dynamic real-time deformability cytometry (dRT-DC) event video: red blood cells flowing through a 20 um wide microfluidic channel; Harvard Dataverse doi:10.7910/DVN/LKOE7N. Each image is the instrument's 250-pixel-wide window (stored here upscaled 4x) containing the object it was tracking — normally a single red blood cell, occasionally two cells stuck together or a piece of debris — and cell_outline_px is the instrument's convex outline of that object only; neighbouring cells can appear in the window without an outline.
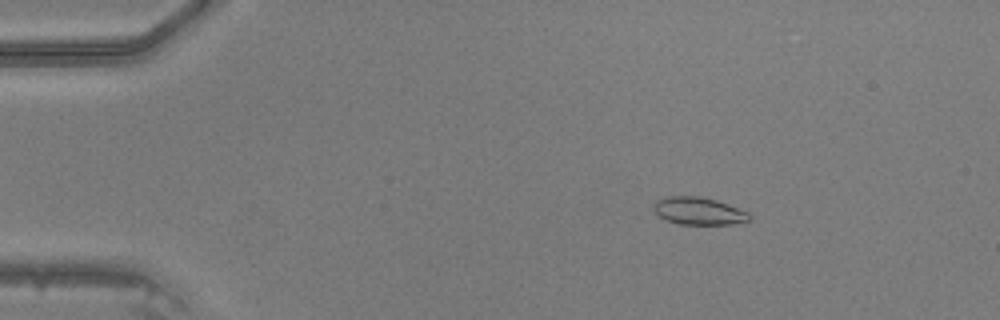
{"species": "common noctule bat (a hibernating species)", "species_latin": "Nyctalus noctula", "temperature_condition": "warm", "stored_images_in_passage": 41, "camera_frame_rate_fps": 3000, "um_per_image_px": 0.085, "animal": {"sex": "male", "body_mass_g": 20.5, "forearm_length_mm": 52.5}, "frame": {"image": 1, "passage_image": 2, "time_ms": 0.333, "image_size_px": [1000, 320], "cell_outline_px": [[752, 220], [732, 224], [676, 224], [660, 216], [652, 208], [652, 204], [656, 200], [668, 196], [696, 196], [716, 200], [748, 212], [752, 216]], "centroid_in_image_um": [59.38, 17.94], "position_along_channel_um": 25.6, "area_um2": 15.32}}
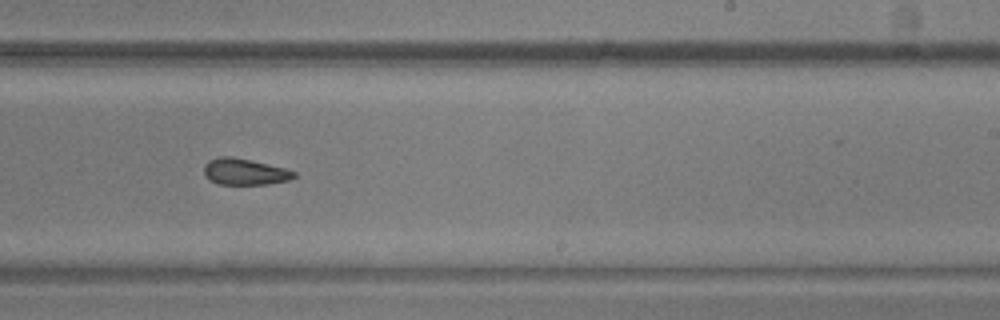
{"frame": {"image": 2, "passage_image": 24, "time_ms": 7.667, "image_size_px": [1000, 320], "cell_outline_px": [[296, 176], [288, 180], [268, 184], [216, 184], [208, 180], [204, 176], [204, 164], [208, 160], [220, 156], [232, 156], [284, 168], [296, 172]], "centroid_in_image_um": [20.74, 14.6], "position_along_channel_um": 268.3, "area_um2": 13.87}}
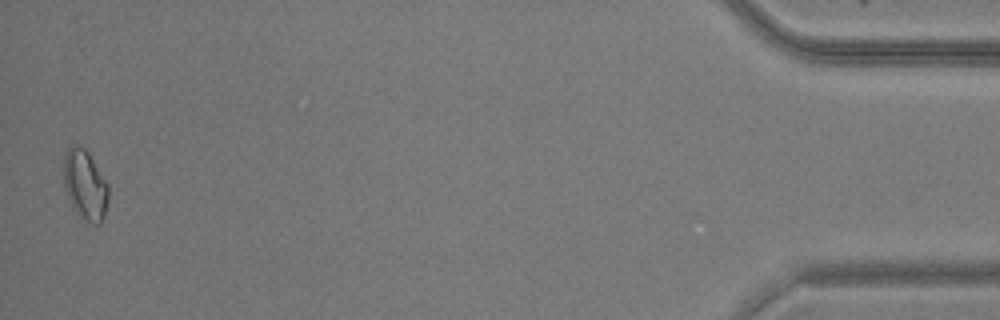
{"frame": {"image": 3, "passage_image": 41, "time_ms": 13.333, "image_size_px": [1000, 320], "cell_outline_px": [[108, 200], [104, 216], [100, 224], [92, 224], [80, 216], [72, 204], [68, 196], [64, 184], [64, 156], [68, 148], [72, 144], [76, 144], [84, 148], [88, 152], [108, 184]], "centroid_in_image_um": [7.24, 15.7], "position_along_channel_um": 428.0, "area_um2": 17.98}}